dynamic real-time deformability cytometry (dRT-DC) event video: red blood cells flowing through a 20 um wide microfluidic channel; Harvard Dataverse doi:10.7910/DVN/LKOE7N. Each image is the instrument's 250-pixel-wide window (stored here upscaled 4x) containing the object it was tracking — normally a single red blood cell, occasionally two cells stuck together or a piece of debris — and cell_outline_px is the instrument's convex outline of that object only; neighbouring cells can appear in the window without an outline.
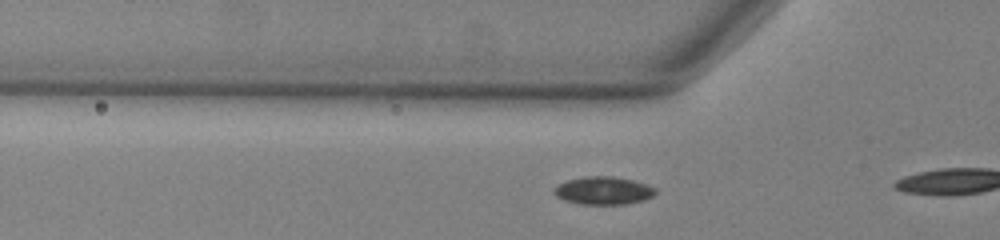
{"species": "common noctule bat (a hibernating species)", "species_latin": "Nyctalus noctula", "temperature_condition": "warm", "stored_images_in_passage": 5, "camera_frame_rate_fps": 3000, "um_per_image_px": 0.085, "animal": {"sex": "male", "body_mass_g": 13.0, "forearm_length_mm": 53.1}, "frame": {"image": 1, "passage_image": 3, "time_ms": 0.667, "image_size_px": [1000, 240], "cell_outline_px": [[656, 192], [652, 196], [644, 200], [624, 204], [580, 204], [564, 200], [556, 196], [552, 192], [552, 188], [556, 184], [568, 180], [584, 176], [612, 176], [632, 180], [656, 188]], "centroid_in_image_um": [51.23, 16.2], "position_along_channel_um": 74.6, "area_um2": 16.53}}